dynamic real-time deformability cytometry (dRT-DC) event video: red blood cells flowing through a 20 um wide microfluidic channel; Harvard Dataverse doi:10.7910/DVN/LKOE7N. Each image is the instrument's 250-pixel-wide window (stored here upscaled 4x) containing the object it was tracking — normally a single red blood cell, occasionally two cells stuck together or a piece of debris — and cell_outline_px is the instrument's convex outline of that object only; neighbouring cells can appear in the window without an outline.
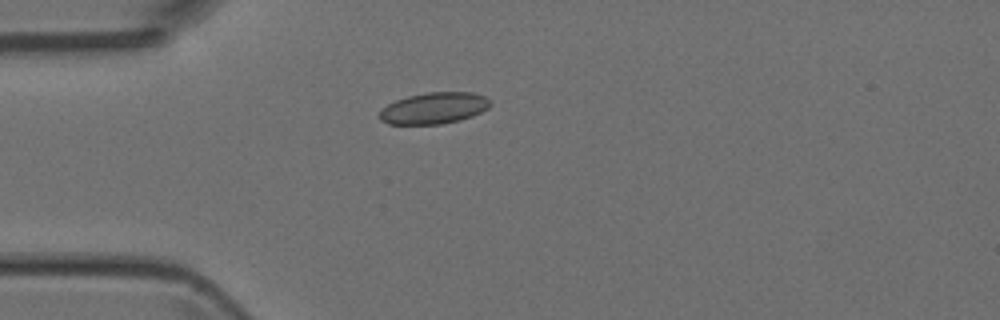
{"species": "Egyptian fruit bat (a non-hibernating species)", "species_latin": "Rousettus aegyptiacus", "temperature_condition": "room temperature", "stored_images_in_passage": 6, "camera_frame_rate_fps": 3000, "um_per_image_px": 0.085, "animal": {"sex": "female"}, "frame": {"image": 1, "passage_image": 6, "time_ms": 6.333, "image_size_px": [1000, 320], "cell_outline_px": [[492, 104], [488, 108], [472, 116], [460, 120], [440, 124], [388, 124], [380, 120], [376, 116], [388, 104], [396, 100], [408, 96], [428, 92], [472, 92], [484, 96], [492, 100]], "centroid_in_image_um": [36.9, 9.19], "position_along_channel_um": 48.1, "area_um2": 20.35}}